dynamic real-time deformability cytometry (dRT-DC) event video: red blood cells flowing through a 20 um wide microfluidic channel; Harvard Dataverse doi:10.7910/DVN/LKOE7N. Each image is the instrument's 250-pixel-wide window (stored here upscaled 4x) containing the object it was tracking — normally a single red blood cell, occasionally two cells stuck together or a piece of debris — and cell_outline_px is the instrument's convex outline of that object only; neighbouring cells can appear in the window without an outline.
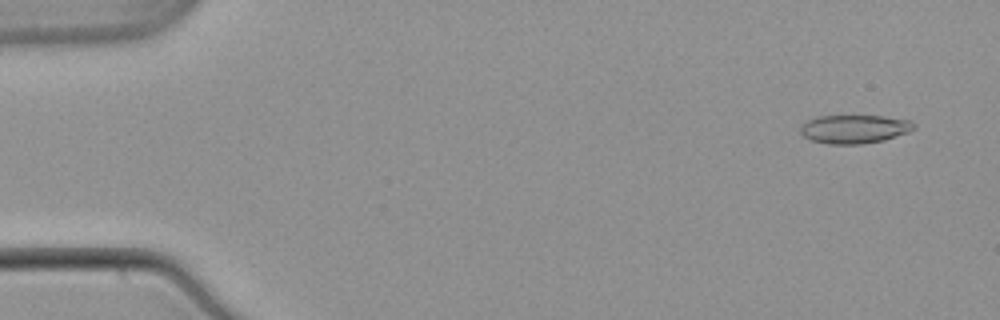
{"species": "common noctule bat (a hibernating species)", "species_latin": "Nyctalus noctula", "temperature_condition": "warm", "stored_images_in_passage": 53, "camera_frame_rate_fps": 3000, "um_per_image_px": 0.085, "animal": {"sex": "male", "body_mass_g": 21.5, "forearm_length_mm": 52.0}, "frame": {"image": 1, "passage_image": 3, "time_ms": 0.667, "image_size_px": [1000, 320], "cell_outline_px": [[916, 128], [908, 132], [884, 140], [860, 144], [828, 144], [812, 140], [804, 136], [800, 132], [800, 128], [808, 120], [820, 116], [880, 116], [912, 120], [916, 124]], "centroid_in_image_um": [72.66, 10.97], "position_along_channel_um": 12.3, "area_um2": 18.79}}
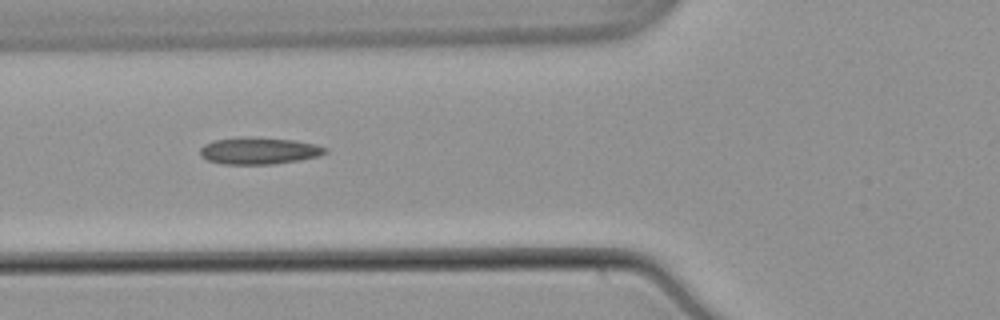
{"frame": {"image": 2, "passage_image": 20, "time_ms": 6.333, "image_size_px": [1000, 320], "cell_outline_px": [[328, 152], [320, 156], [300, 160], [272, 164], [224, 164], [208, 160], [200, 156], [200, 148], [204, 144], [212, 140], [240, 136], [252, 136], [296, 140], [316, 144], [328, 148]], "centroid_in_image_um": [22.02, 12.79], "position_along_channel_um": 103.8, "area_um2": 20.06}}
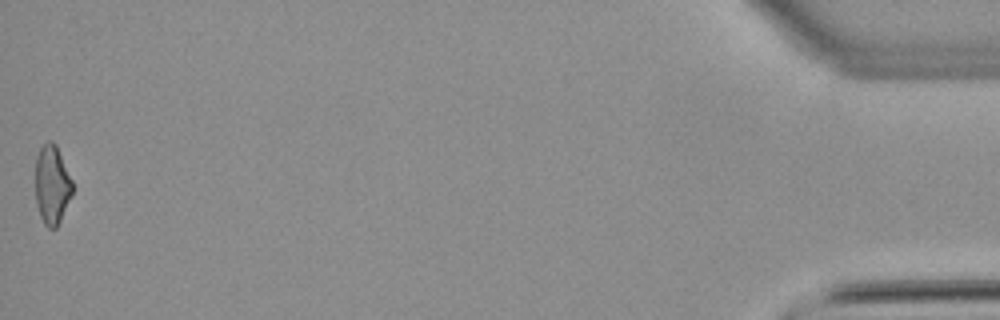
{"frame": {"image": 3, "passage_image": 53, "time_ms": 17.333, "image_size_px": [1000, 320], "cell_outline_px": [[72, 196], [56, 228], [48, 228], [44, 224], [40, 216], [36, 204], [36, 156], [40, 148], [48, 140], [52, 140], [56, 144], [72, 180]], "centroid_in_image_um": [4.42, 15.7], "position_along_channel_um": 430.8, "area_um2": 17.05}, "authors_computed_cell_mechanics": {"area_um2": 18.5538, "velocity_mm_per_s": 3.8799, "shape_relaxation_time_tau1_ms": null, "shape_relaxation_time_tau2_ms": 3.3633, "deformation_change_tau1": null, "deformation_change_tau2": 0.1182}}